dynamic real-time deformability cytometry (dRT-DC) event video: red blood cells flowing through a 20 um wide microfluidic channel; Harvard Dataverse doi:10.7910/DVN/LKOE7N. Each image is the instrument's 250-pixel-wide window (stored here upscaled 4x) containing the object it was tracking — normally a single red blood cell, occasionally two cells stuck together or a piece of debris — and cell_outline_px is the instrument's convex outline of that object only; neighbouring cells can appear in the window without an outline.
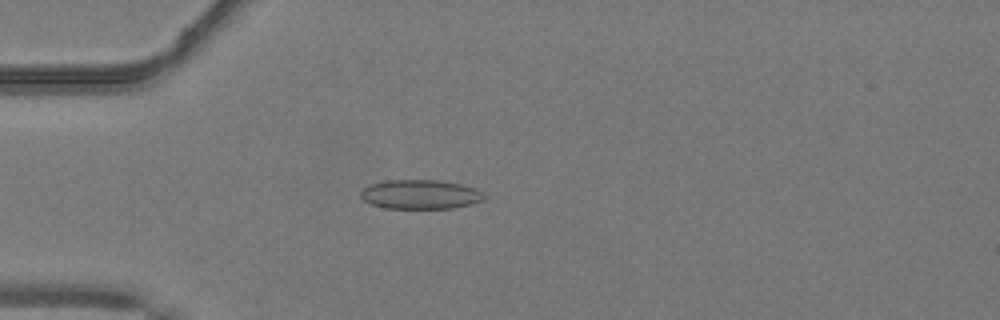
{"species": "common noctule bat (a hibernating species)", "species_latin": "Nyctalus noctula", "temperature_condition": "warm", "stored_images_in_passage": 47, "camera_frame_rate_fps": 3000, "um_per_image_px": 0.085, "animal": {"sex": "male", "body_mass_g": 19.2, "forearm_length_mm": 51.8}, "frame": {"image": 1, "passage_image": 15, "time_ms": 4.667, "image_size_px": [1000, 320], "cell_outline_px": [[488, 196], [484, 200], [472, 204], [452, 208], [384, 208], [372, 204], [364, 200], [360, 196], [360, 192], [364, 188], [372, 184], [384, 180], [440, 180], [460, 184], [476, 188]], "centroid_in_image_um": [35.77, 16.52], "position_along_channel_um": 49.2, "area_um2": 21.15}}
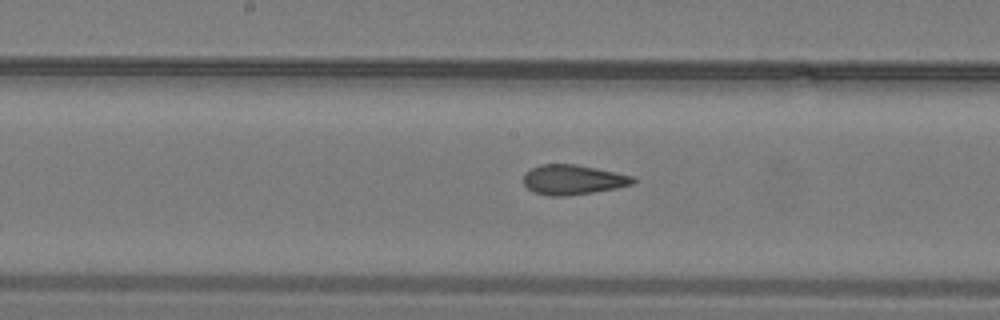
{"frame": {"image": 2, "passage_image": 27, "time_ms": 8.667, "image_size_px": [1000, 320], "cell_outline_px": [[636, 180], [632, 184], [616, 188], [592, 192], [564, 196], [548, 196], [536, 192], [528, 188], [524, 184], [524, 172], [540, 164], [576, 164], [616, 172], [632, 176]], "centroid_in_image_um": [48.68, 15.26], "position_along_channel_um": 199.5, "area_um2": 18.9}}
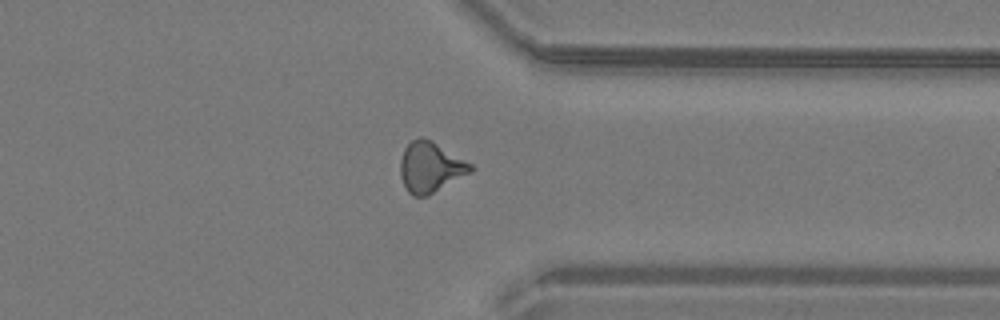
{"frame": {"image": 3, "passage_image": 40, "time_ms": 13.0, "image_size_px": [1000, 320], "cell_outline_px": [[476, 168], [472, 172], [428, 196], [412, 196], [408, 192], [400, 176], [400, 160], [404, 148], [412, 140], [420, 136], [424, 136], [432, 140], [472, 164]], "centroid_in_image_um": [36.59, 14.2], "position_along_channel_um": 374.8, "area_um2": 20.92}}